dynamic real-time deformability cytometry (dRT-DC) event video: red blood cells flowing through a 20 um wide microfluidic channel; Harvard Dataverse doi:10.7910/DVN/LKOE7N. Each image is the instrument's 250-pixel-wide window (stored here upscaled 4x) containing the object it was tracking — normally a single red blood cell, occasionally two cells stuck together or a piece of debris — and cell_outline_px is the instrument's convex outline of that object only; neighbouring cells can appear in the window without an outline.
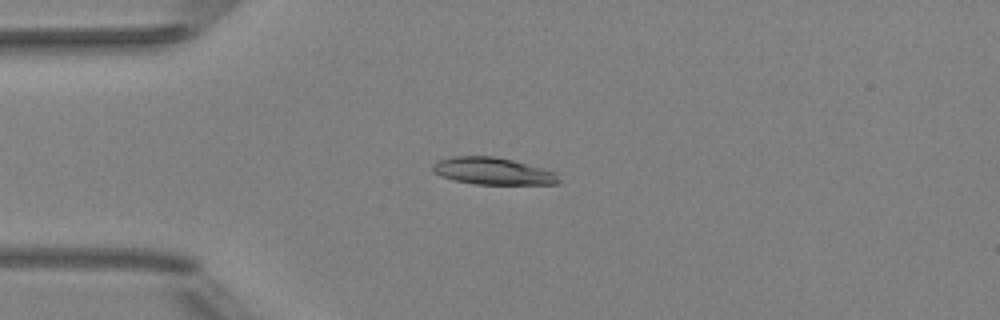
{"species": "Egyptian fruit bat (a non-hibernating species)", "species_latin": "Rousettus aegyptiacus", "temperature_condition": "room temperature", "stored_images_in_passage": 3, "camera_frame_rate_fps": 3000, "um_per_image_px": 0.085, "animal": {"sex": "female"}, "frame": {"image": 1, "passage_image": 1, "time_ms": 0.0, "image_size_px": [1000, 320], "cell_outline_px": [[560, 180], [556, 184], [476, 184], [456, 180], [440, 176], [432, 172], [432, 164], [440, 160], [452, 156], [496, 156], [544, 168], [556, 172]], "centroid_in_image_um": [41.89, 14.54], "position_along_channel_um": 43.1, "area_um2": 19.88}}
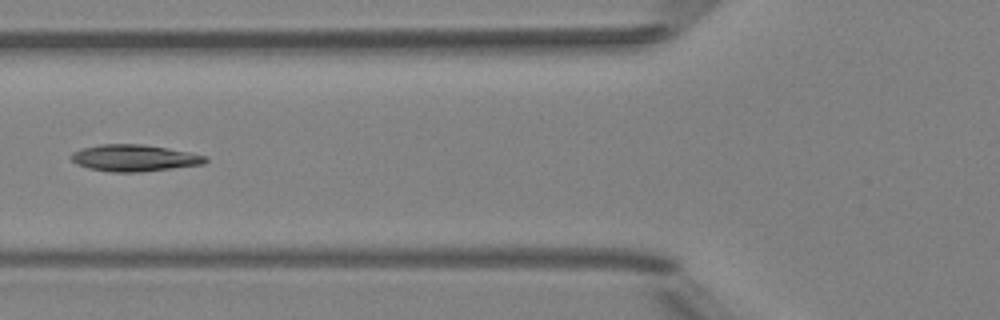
{"frame": {"image": 2, "passage_image": 3, "time_ms": 0.667, "image_size_px": [1000, 320], "cell_outline_px": [[208, 160], [204, 164], [140, 172], [112, 172], [88, 168], [76, 164], [72, 160], [72, 152], [80, 148], [100, 144], [144, 144], [168, 148], [208, 156]], "centroid_in_image_um": [11.41, 13.42], "position_along_channel_um": 114.4, "area_um2": 20.92}}